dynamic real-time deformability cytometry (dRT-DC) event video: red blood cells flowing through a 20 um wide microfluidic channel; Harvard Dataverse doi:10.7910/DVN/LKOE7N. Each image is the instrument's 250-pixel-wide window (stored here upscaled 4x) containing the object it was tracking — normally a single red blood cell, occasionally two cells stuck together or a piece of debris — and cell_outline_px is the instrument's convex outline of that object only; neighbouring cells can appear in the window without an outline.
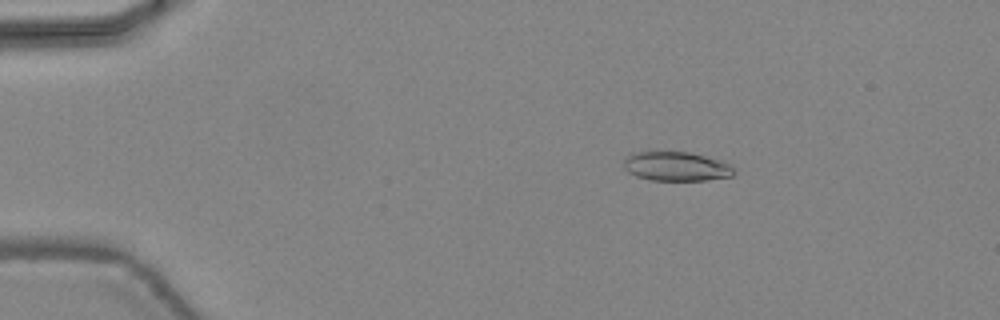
{"species": "common noctule bat (a hibernating species)", "species_latin": "Nyctalus noctula", "temperature_condition": "warm", "stored_images_in_passage": 47, "camera_frame_rate_fps": 3000, "um_per_image_px": 0.085, "animal": {"sex": "female", "body_mass_g": 24.6, "forearm_length_mm": 56.2}, "frame": {"image": 1, "passage_image": 9, "time_ms": 2.667, "image_size_px": [1000, 320], "cell_outline_px": [[736, 172], [732, 176], [708, 180], [652, 180], [636, 176], [628, 172], [624, 168], [624, 156], [636, 152], [688, 152], [704, 156], [732, 164]], "centroid_in_image_um": [57.49, 14.15], "position_along_channel_um": 27.5, "area_um2": 18.79}}
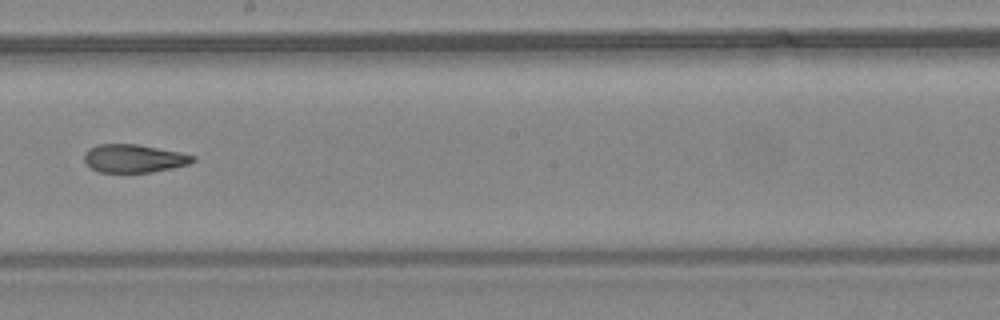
{"frame": {"image": 2, "passage_image": 28, "time_ms": 9.0, "image_size_px": [1000, 320], "cell_outline_px": [[196, 160], [188, 164], [172, 168], [152, 172], [100, 172], [92, 168], [84, 160], [84, 152], [88, 148], [100, 144], [136, 144], [180, 152], [196, 156]], "centroid_in_image_um": [11.39, 13.46], "position_along_channel_um": 236.8, "area_um2": 17.74}}
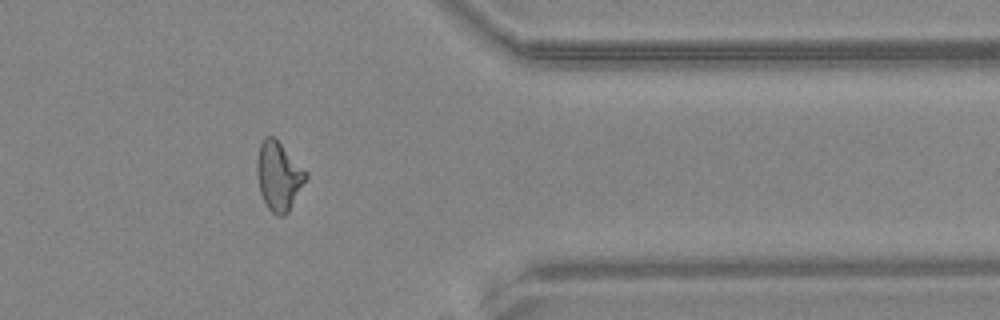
{"frame": {"image": 3, "passage_image": 39, "time_ms": 12.667, "image_size_px": [1000, 320], "cell_outline_px": [[308, 176], [288, 212], [284, 216], [276, 216], [268, 208], [260, 192], [256, 172], [256, 160], [260, 144], [268, 136], [272, 136], [308, 172]], "centroid_in_image_um": [23.68, 14.99], "position_along_channel_um": 387.7, "area_um2": 19.31}, "authors_computed_cell_mechanics": {"area_um2": 19.1896, "velocity_mm_per_s": 4.4902, "shape_relaxation_time_tau1_ms": null, "shape_relaxation_time_tau2_ms": 2.072, "deformation_change_tau1": null, "deformation_change_tau2": 0.0968}}